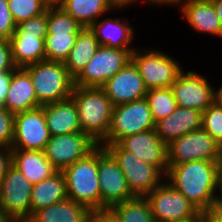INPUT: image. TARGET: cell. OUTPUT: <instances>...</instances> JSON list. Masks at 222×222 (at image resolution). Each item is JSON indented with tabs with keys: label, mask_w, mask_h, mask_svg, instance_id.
Returning <instances> with one entry per match:
<instances>
[{
	"label": "cell",
	"mask_w": 222,
	"mask_h": 222,
	"mask_svg": "<svg viewBox=\"0 0 222 222\" xmlns=\"http://www.w3.org/2000/svg\"><path fill=\"white\" fill-rule=\"evenodd\" d=\"M84 28H89L101 17L114 11L106 0H65L59 5Z\"/></svg>",
	"instance_id": "28"
},
{
	"label": "cell",
	"mask_w": 222,
	"mask_h": 222,
	"mask_svg": "<svg viewBox=\"0 0 222 222\" xmlns=\"http://www.w3.org/2000/svg\"><path fill=\"white\" fill-rule=\"evenodd\" d=\"M214 103L222 107V85L217 88L214 87Z\"/></svg>",
	"instance_id": "45"
},
{
	"label": "cell",
	"mask_w": 222,
	"mask_h": 222,
	"mask_svg": "<svg viewBox=\"0 0 222 222\" xmlns=\"http://www.w3.org/2000/svg\"><path fill=\"white\" fill-rule=\"evenodd\" d=\"M214 83L197 70H184L171 88L178 106L204 112L214 102Z\"/></svg>",
	"instance_id": "13"
},
{
	"label": "cell",
	"mask_w": 222,
	"mask_h": 222,
	"mask_svg": "<svg viewBox=\"0 0 222 222\" xmlns=\"http://www.w3.org/2000/svg\"><path fill=\"white\" fill-rule=\"evenodd\" d=\"M23 68L30 75L41 106L71 97L74 78L69 74L64 62L43 60Z\"/></svg>",
	"instance_id": "4"
},
{
	"label": "cell",
	"mask_w": 222,
	"mask_h": 222,
	"mask_svg": "<svg viewBox=\"0 0 222 222\" xmlns=\"http://www.w3.org/2000/svg\"><path fill=\"white\" fill-rule=\"evenodd\" d=\"M15 24L43 14L48 5L45 0H8Z\"/></svg>",
	"instance_id": "33"
},
{
	"label": "cell",
	"mask_w": 222,
	"mask_h": 222,
	"mask_svg": "<svg viewBox=\"0 0 222 222\" xmlns=\"http://www.w3.org/2000/svg\"><path fill=\"white\" fill-rule=\"evenodd\" d=\"M155 222H181L201 212L182 193L164 180L146 197Z\"/></svg>",
	"instance_id": "10"
},
{
	"label": "cell",
	"mask_w": 222,
	"mask_h": 222,
	"mask_svg": "<svg viewBox=\"0 0 222 222\" xmlns=\"http://www.w3.org/2000/svg\"><path fill=\"white\" fill-rule=\"evenodd\" d=\"M62 172L66 179L67 197L86 205L91 211L100 210L98 145Z\"/></svg>",
	"instance_id": "3"
},
{
	"label": "cell",
	"mask_w": 222,
	"mask_h": 222,
	"mask_svg": "<svg viewBox=\"0 0 222 222\" xmlns=\"http://www.w3.org/2000/svg\"><path fill=\"white\" fill-rule=\"evenodd\" d=\"M90 214L86 205L67 198L35 211L30 218L35 222H88Z\"/></svg>",
	"instance_id": "25"
},
{
	"label": "cell",
	"mask_w": 222,
	"mask_h": 222,
	"mask_svg": "<svg viewBox=\"0 0 222 222\" xmlns=\"http://www.w3.org/2000/svg\"><path fill=\"white\" fill-rule=\"evenodd\" d=\"M43 109L51 136L82 132L77 107L72 97L43 105Z\"/></svg>",
	"instance_id": "22"
},
{
	"label": "cell",
	"mask_w": 222,
	"mask_h": 222,
	"mask_svg": "<svg viewBox=\"0 0 222 222\" xmlns=\"http://www.w3.org/2000/svg\"><path fill=\"white\" fill-rule=\"evenodd\" d=\"M47 34H26L17 25L10 37L12 58L17 67L46 60L44 40Z\"/></svg>",
	"instance_id": "23"
},
{
	"label": "cell",
	"mask_w": 222,
	"mask_h": 222,
	"mask_svg": "<svg viewBox=\"0 0 222 222\" xmlns=\"http://www.w3.org/2000/svg\"><path fill=\"white\" fill-rule=\"evenodd\" d=\"M67 198L65 176L62 171H57L51 177L33 184L30 217L35 211Z\"/></svg>",
	"instance_id": "26"
},
{
	"label": "cell",
	"mask_w": 222,
	"mask_h": 222,
	"mask_svg": "<svg viewBox=\"0 0 222 222\" xmlns=\"http://www.w3.org/2000/svg\"><path fill=\"white\" fill-rule=\"evenodd\" d=\"M109 210L120 222H155L145 197H135L115 204Z\"/></svg>",
	"instance_id": "29"
},
{
	"label": "cell",
	"mask_w": 222,
	"mask_h": 222,
	"mask_svg": "<svg viewBox=\"0 0 222 222\" xmlns=\"http://www.w3.org/2000/svg\"><path fill=\"white\" fill-rule=\"evenodd\" d=\"M65 0H45L46 4L48 6H59L61 3H63Z\"/></svg>",
	"instance_id": "47"
},
{
	"label": "cell",
	"mask_w": 222,
	"mask_h": 222,
	"mask_svg": "<svg viewBox=\"0 0 222 222\" xmlns=\"http://www.w3.org/2000/svg\"><path fill=\"white\" fill-rule=\"evenodd\" d=\"M17 26L26 34H47V9L43 14L22 21Z\"/></svg>",
	"instance_id": "37"
},
{
	"label": "cell",
	"mask_w": 222,
	"mask_h": 222,
	"mask_svg": "<svg viewBox=\"0 0 222 222\" xmlns=\"http://www.w3.org/2000/svg\"><path fill=\"white\" fill-rule=\"evenodd\" d=\"M155 129L148 101L144 98L113 107L110 129L101 144H115L122 138Z\"/></svg>",
	"instance_id": "7"
},
{
	"label": "cell",
	"mask_w": 222,
	"mask_h": 222,
	"mask_svg": "<svg viewBox=\"0 0 222 222\" xmlns=\"http://www.w3.org/2000/svg\"><path fill=\"white\" fill-rule=\"evenodd\" d=\"M214 222H222V203L219 201L208 213Z\"/></svg>",
	"instance_id": "44"
},
{
	"label": "cell",
	"mask_w": 222,
	"mask_h": 222,
	"mask_svg": "<svg viewBox=\"0 0 222 222\" xmlns=\"http://www.w3.org/2000/svg\"><path fill=\"white\" fill-rule=\"evenodd\" d=\"M134 50L100 45L94 57L74 79V86L100 88L131 61Z\"/></svg>",
	"instance_id": "8"
},
{
	"label": "cell",
	"mask_w": 222,
	"mask_h": 222,
	"mask_svg": "<svg viewBox=\"0 0 222 222\" xmlns=\"http://www.w3.org/2000/svg\"><path fill=\"white\" fill-rule=\"evenodd\" d=\"M220 202L222 203V186H221V196H220Z\"/></svg>",
	"instance_id": "53"
},
{
	"label": "cell",
	"mask_w": 222,
	"mask_h": 222,
	"mask_svg": "<svg viewBox=\"0 0 222 222\" xmlns=\"http://www.w3.org/2000/svg\"><path fill=\"white\" fill-rule=\"evenodd\" d=\"M79 33H47L44 45L46 60L64 62Z\"/></svg>",
	"instance_id": "31"
},
{
	"label": "cell",
	"mask_w": 222,
	"mask_h": 222,
	"mask_svg": "<svg viewBox=\"0 0 222 222\" xmlns=\"http://www.w3.org/2000/svg\"><path fill=\"white\" fill-rule=\"evenodd\" d=\"M199 222H214L207 214H205Z\"/></svg>",
	"instance_id": "49"
},
{
	"label": "cell",
	"mask_w": 222,
	"mask_h": 222,
	"mask_svg": "<svg viewBox=\"0 0 222 222\" xmlns=\"http://www.w3.org/2000/svg\"><path fill=\"white\" fill-rule=\"evenodd\" d=\"M165 180L200 212L208 213L220 201L222 163L195 160L169 165Z\"/></svg>",
	"instance_id": "1"
},
{
	"label": "cell",
	"mask_w": 222,
	"mask_h": 222,
	"mask_svg": "<svg viewBox=\"0 0 222 222\" xmlns=\"http://www.w3.org/2000/svg\"><path fill=\"white\" fill-rule=\"evenodd\" d=\"M15 114L0 105V148H11L14 136Z\"/></svg>",
	"instance_id": "35"
},
{
	"label": "cell",
	"mask_w": 222,
	"mask_h": 222,
	"mask_svg": "<svg viewBox=\"0 0 222 222\" xmlns=\"http://www.w3.org/2000/svg\"><path fill=\"white\" fill-rule=\"evenodd\" d=\"M212 3L215 9V12L222 23V0H214Z\"/></svg>",
	"instance_id": "46"
},
{
	"label": "cell",
	"mask_w": 222,
	"mask_h": 222,
	"mask_svg": "<svg viewBox=\"0 0 222 222\" xmlns=\"http://www.w3.org/2000/svg\"><path fill=\"white\" fill-rule=\"evenodd\" d=\"M9 40L0 39V72H11L16 69Z\"/></svg>",
	"instance_id": "38"
},
{
	"label": "cell",
	"mask_w": 222,
	"mask_h": 222,
	"mask_svg": "<svg viewBox=\"0 0 222 222\" xmlns=\"http://www.w3.org/2000/svg\"><path fill=\"white\" fill-rule=\"evenodd\" d=\"M100 44L90 28H83L76 38L64 65L75 79L94 57Z\"/></svg>",
	"instance_id": "27"
},
{
	"label": "cell",
	"mask_w": 222,
	"mask_h": 222,
	"mask_svg": "<svg viewBox=\"0 0 222 222\" xmlns=\"http://www.w3.org/2000/svg\"><path fill=\"white\" fill-rule=\"evenodd\" d=\"M0 222H12V221L0 212Z\"/></svg>",
	"instance_id": "50"
},
{
	"label": "cell",
	"mask_w": 222,
	"mask_h": 222,
	"mask_svg": "<svg viewBox=\"0 0 222 222\" xmlns=\"http://www.w3.org/2000/svg\"><path fill=\"white\" fill-rule=\"evenodd\" d=\"M12 165L11 148H0V180Z\"/></svg>",
	"instance_id": "40"
},
{
	"label": "cell",
	"mask_w": 222,
	"mask_h": 222,
	"mask_svg": "<svg viewBox=\"0 0 222 222\" xmlns=\"http://www.w3.org/2000/svg\"><path fill=\"white\" fill-rule=\"evenodd\" d=\"M15 27L8 0H0V39L9 40Z\"/></svg>",
	"instance_id": "36"
},
{
	"label": "cell",
	"mask_w": 222,
	"mask_h": 222,
	"mask_svg": "<svg viewBox=\"0 0 222 222\" xmlns=\"http://www.w3.org/2000/svg\"><path fill=\"white\" fill-rule=\"evenodd\" d=\"M97 145L87 134L75 132L51 136L46 144L44 153L57 171H63L85 157Z\"/></svg>",
	"instance_id": "14"
},
{
	"label": "cell",
	"mask_w": 222,
	"mask_h": 222,
	"mask_svg": "<svg viewBox=\"0 0 222 222\" xmlns=\"http://www.w3.org/2000/svg\"><path fill=\"white\" fill-rule=\"evenodd\" d=\"M71 97L78 111L81 130L100 145L111 125L113 104L98 87L74 86Z\"/></svg>",
	"instance_id": "2"
},
{
	"label": "cell",
	"mask_w": 222,
	"mask_h": 222,
	"mask_svg": "<svg viewBox=\"0 0 222 222\" xmlns=\"http://www.w3.org/2000/svg\"><path fill=\"white\" fill-rule=\"evenodd\" d=\"M12 77L11 72H0V105H4Z\"/></svg>",
	"instance_id": "41"
},
{
	"label": "cell",
	"mask_w": 222,
	"mask_h": 222,
	"mask_svg": "<svg viewBox=\"0 0 222 222\" xmlns=\"http://www.w3.org/2000/svg\"><path fill=\"white\" fill-rule=\"evenodd\" d=\"M202 112L178 106L169 116L155 123V131L161 140L169 145L175 139L201 129Z\"/></svg>",
	"instance_id": "19"
},
{
	"label": "cell",
	"mask_w": 222,
	"mask_h": 222,
	"mask_svg": "<svg viewBox=\"0 0 222 222\" xmlns=\"http://www.w3.org/2000/svg\"><path fill=\"white\" fill-rule=\"evenodd\" d=\"M33 184L12 165L0 180V212L11 221L30 217Z\"/></svg>",
	"instance_id": "12"
},
{
	"label": "cell",
	"mask_w": 222,
	"mask_h": 222,
	"mask_svg": "<svg viewBox=\"0 0 222 222\" xmlns=\"http://www.w3.org/2000/svg\"><path fill=\"white\" fill-rule=\"evenodd\" d=\"M12 166L20 171L32 184L51 177L57 170L48 161L44 151L11 149Z\"/></svg>",
	"instance_id": "24"
},
{
	"label": "cell",
	"mask_w": 222,
	"mask_h": 222,
	"mask_svg": "<svg viewBox=\"0 0 222 222\" xmlns=\"http://www.w3.org/2000/svg\"><path fill=\"white\" fill-rule=\"evenodd\" d=\"M98 179L100 210L135 198L117 161L102 145H98Z\"/></svg>",
	"instance_id": "11"
},
{
	"label": "cell",
	"mask_w": 222,
	"mask_h": 222,
	"mask_svg": "<svg viewBox=\"0 0 222 222\" xmlns=\"http://www.w3.org/2000/svg\"><path fill=\"white\" fill-rule=\"evenodd\" d=\"M113 106L144 99L147 89L135 64L130 61L100 87Z\"/></svg>",
	"instance_id": "17"
},
{
	"label": "cell",
	"mask_w": 222,
	"mask_h": 222,
	"mask_svg": "<svg viewBox=\"0 0 222 222\" xmlns=\"http://www.w3.org/2000/svg\"><path fill=\"white\" fill-rule=\"evenodd\" d=\"M185 0H139L140 4L142 2H144L145 5H149L152 7H161V6H170L172 8V6L175 8L177 7V9L179 10L181 7V4L184 2ZM147 3V4H146Z\"/></svg>",
	"instance_id": "43"
},
{
	"label": "cell",
	"mask_w": 222,
	"mask_h": 222,
	"mask_svg": "<svg viewBox=\"0 0 222 222\" xmlns=\"http://www.w3.org/2000/svg\"><path fill=\"white\" fill-rule=\"evenodd\" d=\"M84 27L59 6L47 8V33H80Z\"/></svg>",
	"instance_id": "32"
},
{
	"label": "cell",
	"mask_w": 222,
	"mask_h": 222,
	"mask_svg": "<svg viewBox=\"0 0 222 222\" xmlns=\"http://www.w3.org/2000/svg\"><path fill=\"white\" fill-rule=\"evenodd\" d=\"M152 47L136 48L131 61L137 67L147 90L171 87L185 67L175 56Z\"/></svg>",
	"instance_id": "5"
},
{
	"label": "cell",
	"mask_w": 222,
	"mask_h": 222,
	"mask_svg": "<svg viewBox=\"0 0 222 222\" xmlns=\"http://www.w3.org/2000/svg\"><path fill=\"white\" fill-rule=\"evenodd\" d=\"M195 160L222 163V146L202 128L189 132L168 145L169 165Z\"/></svg>",
	"instance_id": "9"
},
{
	"label": "cell",
	"mask_w": 222,
	"mask_h": 222,
	"mask_svg": "<svg viewBox=\"0 0 222 222\" xmlns=\"http://www.w3.org/2000/svg\"><path fill=\"white\" fill-rule=\"evenodd\" d=\"M193 1H199V2H213L214 0H193Z\"/></svg>",
	"instance_id": "52"
},
{
	"label": "cell",
	"mask_w": 222,
	"mask_h": 222,
	"mask_svg": "<svg viewBox=\"0 0 222 222\" xmlns=\"http://www.w3.org/2000/svg\"><path fill=\"white\" fill-rule=\"evenodd\" d=\"M100 145L104 146L117 161L135 197H146L165 180V175L156 166L137 158L118 143Z\"/></svg>",
	"instance_id": "6"
},
{
	"label": "cell",
	"mask_w": 222,
	"mask_h": 222,
	"mask_svg": "<svg viewBox=\"0 0 222 222\" xmlns=\"http://www.w3.org/2000/svg\"><path fill=\"white\" fill-rule=\"evenodd\" d=\"M201 128L207 131L222 146V107L213 102L202 113Z\"/></svg>",
	"instance_id": "34"
},
{
	"label": "cell",
	"mask_w": 222,
	"mask_h": 222,
	"mask_svg": "<svg viewBox=\"0 0 222 222\" xmlns=\"http://www.w3.org/2000/svg\"><path fill=\"white\" fill-rule=\"evenodd\" d=\"M145 99L155 123L169 116L178 107L171 87L148 90Z\"/></svg>",
	"instance_id": "30"
},
{
	"label": "cell",
	"mask_w": 222,
	"mask_h": 222,
	"mask_svg": "<svg viewBox=\"0 0 222 222\" xmlns=\"http://www.w3.org/2000/svg\"><path fill=\"white\" fill-rule=\"evenodd\" d=\"M12 222H35V221L29 217V218H25V219H18V220L12 221Z\"/></svg>",
	"instance_id": "51"
},
{
	"label": "cell",
	"mask_w": 222,
	"mask_h": 222,
	"mask_svg": "<svg viewBox=\"0 0 222 222\" xmlns=\"http://www.w3.org/2000/svg\"><path fill=\"white\" fill-rule=\"evenodd\" d=\"M178 11L194 32L222 39V23L212 2L185 0Z\"/></svg>",
	"instance_id": "20"
},
{
	"label": "cell",
	"mask_w": 222,
	"mask_h": 222,
	"mask_svg": "<svg viewBox=\"0 0 222 222\" xmlns=\"http://www.w3.org/2000/svg\"><path fill=\"white\" fill-rule=\"evenodd\" d=\"M3 106L13 114L41 106L38 103L30 75L23 67H17L12 71L9 90Z\"/></svg>",
	"instance_id": "21"
},
{
	"label": "cell",
	"mask_w": 222,
	"mask_h": 222,
	"mask_svg": "<svg viewBox=\"0 0 222 222\" xmlns=\"http://www.w3.org/2000/svg\"><path fill=\"white\" fill-rule=\"evenodd\" d=\"M118 144L142 161L156 166L166 175L169 166L168 145L161 140L155 129L128 135Z\"/></svg>",
	"instance_id": "16"
},
{
	"label": "cell",
	"mask_w": 222,
	"mask_h": 222,
	"mask_svg": "<svg viewBox=\"0 0 222 222\" xmlns=\"http://www.w3.org/2000/svg\"><path fill=\"white\" fill-rule=\"evenodd\" d=\"M107 4L111 7L114 12L120 10H126V8L130 9L133 5L139 4V0H106Z\"/></svg>",
	"instance_id": "42"
},
{
	"label": "cell",
	"mask_w": 222,
	"mask_h": 222,
	"mask_svg": "<svg viewBox=\"0 0 222 222\" xmlns=\"http://www.w3.org/2000/svg\"><path fill=\"white\" fill-rule=\"evenodd\" d=\"M109 12V17L105 15L97 22L93 23L89 28L94 33L100 45L117 49H136L139 46H133L136 36L135 27L129 22V18L112 17ZM134 39V40H133Z\"/></svg>",
	"instance_id": "18"
},
{
	"label": "cell",
	"mask_w": 222,
	"mask_h": 222,
	"mask_svg": "<svg viewBox=\"0 0 222 222\" xmlns=\"http://www.w3.org/2000/svg\"><path fill=\"white\" fill-rule=\"evenodd\" d=\"M206 213L201 212L197 217H193L191 219L181 221V222H199V220L205 215Z\"/></svg>",
	"instance_id": "48"
},
{
	"label": "cell",
	"mask_w": 222,
	"mask_h": 222,
	"mask_svg": "<svg viewBox=\"0 0 222 222\" xmlns=\"http://www.w3.org/2000/svg\"><path fill=\"white\" fill-rule=\"evenodd\" d=\"M50 138L43 106L15 114L11 149L44 151Z\"/></svg>",
	"instance_id": "15"
},
{
	"label": "cell",
	"mask_w": 222,
	"mask_h": 222,
	"mask_svg": "<svg viewBox=\"0 0 222 222\" xmlns=\"http://www.w3.org/2000/svg\"><path fill=\"white\" fill-rule=\"evenodd\" d=\"M88 222H120L109 210L91 211Z\"/></svg>",
	"instance_id": "39"
}]
</instances>
